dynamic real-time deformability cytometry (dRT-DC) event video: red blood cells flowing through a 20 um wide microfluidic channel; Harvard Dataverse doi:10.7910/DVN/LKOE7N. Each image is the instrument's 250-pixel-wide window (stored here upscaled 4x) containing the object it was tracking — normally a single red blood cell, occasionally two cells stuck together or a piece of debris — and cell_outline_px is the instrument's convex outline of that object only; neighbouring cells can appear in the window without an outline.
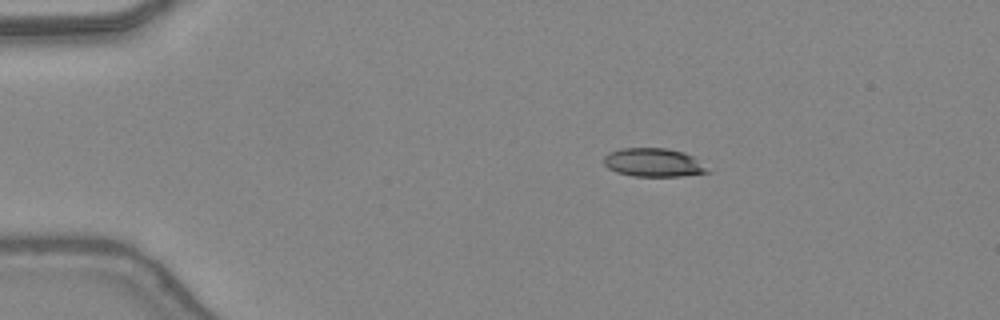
{"species": "common noctule bat (a hibernating species)", "species_latin": "Nyctalus noctula", "temperature_condition": "warm", "stored_images_in_passage": 39, "camera_frame_rate_fps": 3000, "um_per_image_px": 0.085, "animal": {"sex": "female", "body_mass_g": 24.6, "forearm_length_mm": 56.2}, "frame": {"image": 1, "passage_image": 1, "time_ms": 0.0, "image_size_px": [1000, 320], "cell_outline_px": [[712, 172], [680, 176], [632, 176], [616, 172], [608, 168], [604, 164], [604, 156], [608, 152], [620, 148], [664, 148], [684, 152], [696, 156]], "centroid_in_image_um": [55.57, 13.81], "position_along_channel_um": 29.4, "area_um2": 17.51}}
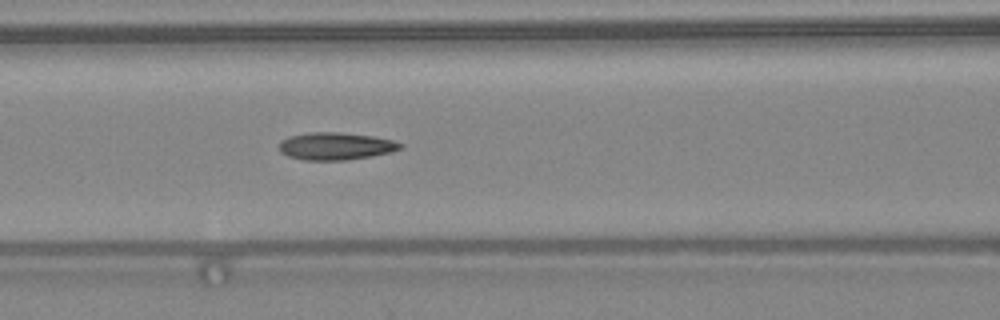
{"frame": {"image": 2, "passage_image": 13, "time_ms": 4.0, "image_size_px": [1000, 320], "cell_outline_px": [[404, 144], [400, 148], [392, 152], [372, 156], [348, 160], [304, 160], [288, 156], [280, 152], [280, 140], [288, 136], [308, 132], [336, 132], [372, 136], [392, 140]], "centroid_in_image_um": [28.51, 12.42], "position_along_channel_um": 138.1, "area_um2": 19.42}}
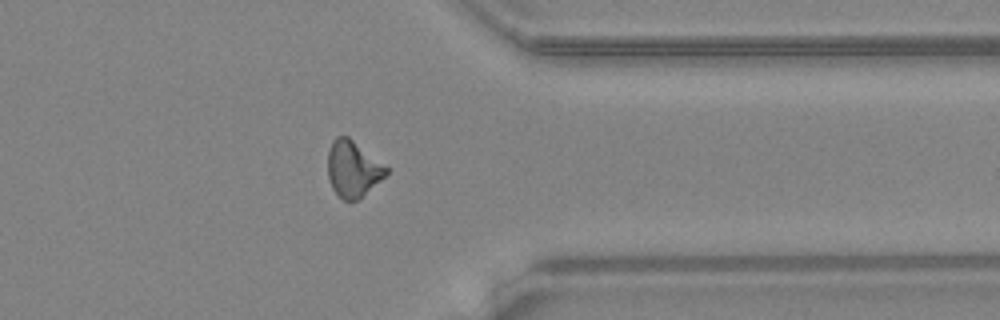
{"frame": {"image": 3, "passage_image": 30, "time_ms": 9.667, "image_size_px": [1000, 320], "cell_outline_px": [[388, 172], [380, 180], [356, 200], [344, 200], [332, 188], [328, 176], [328, 148], [332, 140], [336, 136], [348, 136], [388, 168]], "centroid_in_image_um": [29.96, 14.32], "position_along_channel_um": 381.4, "area_um2": 18.67}, "authors_computed_cell_mechanics": {"area_um2": 18.785, "velocity_mm_per_s": 4.4258, "shape_relaxation_time_tau1_ms": null, "shape_relaxation_time_tau2_ms": 3.141, "deformation_change_tau1": null, "deformation_change_tau2": 0.1175}}